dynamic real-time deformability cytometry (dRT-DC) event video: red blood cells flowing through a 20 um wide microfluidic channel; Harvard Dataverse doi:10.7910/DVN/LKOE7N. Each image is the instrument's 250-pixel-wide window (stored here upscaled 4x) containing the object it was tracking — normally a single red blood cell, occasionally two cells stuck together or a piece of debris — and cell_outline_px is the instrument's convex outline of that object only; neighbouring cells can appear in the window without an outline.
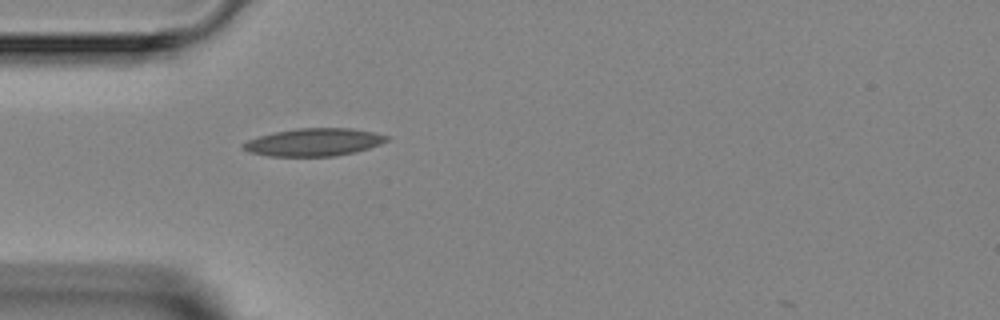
{"species": "Egyptian fruit bat (a non-hibernating species)", "species_latin": "Rousettus aegyptiacus", "temperature_condition": "room temperature", "stored_images_in_passage": 1, "camera_frame_rate_fps": 3000, "um_per_image_px": 0.085, "animal": {"sex": "female"}, "frame": {"image": 1, "passage_image": 1, "time_ms": 0.0, "image_size_px": [1000, 320], "cell_outline_px": [[392, 136], [388, 140], [380, 144], [356, 152], [336, 156], [268, 156], [248, 152], [240, 148], [240, 144], [248, 140], [260, 136], [276, 132], [296, 128], [352, 128], [376, 132]], "centroid_in_image_um": [26.7, 12.08], "position_along_channel_um": 58.3, "area_um2": 23.41}}